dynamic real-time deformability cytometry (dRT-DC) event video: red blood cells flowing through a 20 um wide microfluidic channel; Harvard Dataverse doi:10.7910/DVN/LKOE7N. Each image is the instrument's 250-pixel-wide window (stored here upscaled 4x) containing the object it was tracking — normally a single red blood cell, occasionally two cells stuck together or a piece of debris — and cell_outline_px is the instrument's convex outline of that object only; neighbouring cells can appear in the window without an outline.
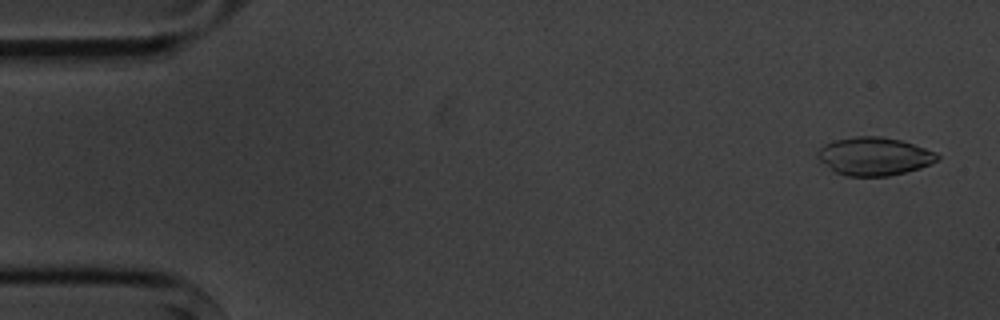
{"species": "common noctule bat (a hibernating species)", "species_latin": "Nyctalus noctula", "temperature_condition": "cold", "stored_images_in_passage": 8, "camera_frame_rate_fps": 3000, "um_per_image_px": 0.085, "animal": {"sex": "male", "body_mass_g": 20.1, "forearm_length_mm": 53.5}, "frame": {"image": 1, "passage_image": 1, "time_ms": 0.0, "image_size_px": [1000, 320], "cell_outline_px": [[940, 160], [932, 164], [920, 168], [888, 176], [844, 176], [836, 172], [820, 160], [816, 156], [816, 152], [824, 144], [836, 140], [856, 136], [880, 136], [900, 140], [936, 152], [940, 156]], "centroid_in_image_um": [74.32, 13.29], "position_along_channel_um": 10.7, "area_um2": 26.53}}
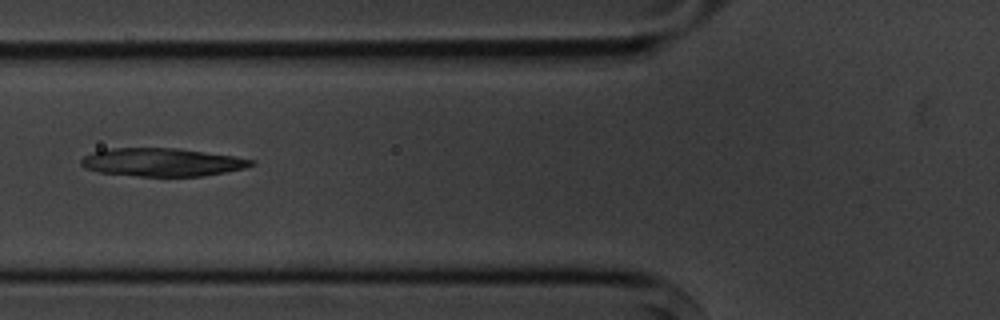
{"frame": {"image": 2, "passage_image": 6, "time_ms": 6.0, "image_size_px": [1000, 320], "cell_outline_px": [[256, 164], [244, 168], [224, 172], [200, 176], [136, 176], [100, 172], [84, 168], [80, 164], [80, 160], [84, 156], [92, 152], [112, 148], [180, 148], [236, 156], [256, 160]], "centroid_in_image_um": [13.8, 13.78], "position_along_channel_um": 112.0, "area_um2": 28.03}}
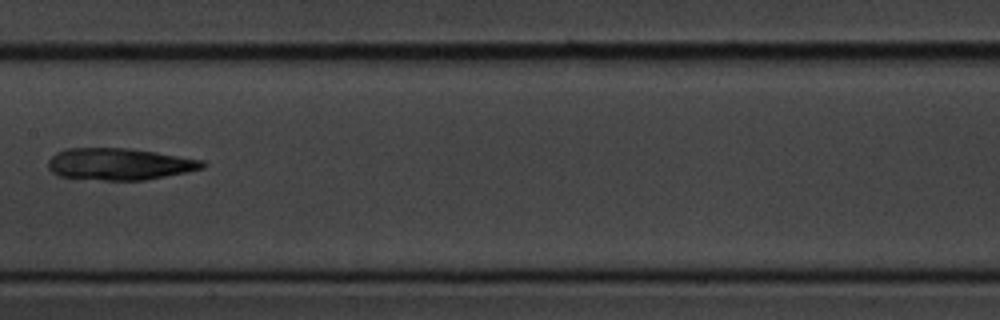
{"frame": {"image": 3, "passage_image": 8, "time_ms": 8.333, "image_size_px": [1000, 320], "cell_outline_px": [[208, 164], [204, 168], [144, 180], [104, 180], [60, 176], [52, 172], [48, 168], [48, 160], [56, 152], [64, 148], [128, 148], [156, 152], [204, 160]], "centroid_in_image_um": [10.15, 13.93], "position_along_channel_um": 197.3, "area_um2": 28.55}}